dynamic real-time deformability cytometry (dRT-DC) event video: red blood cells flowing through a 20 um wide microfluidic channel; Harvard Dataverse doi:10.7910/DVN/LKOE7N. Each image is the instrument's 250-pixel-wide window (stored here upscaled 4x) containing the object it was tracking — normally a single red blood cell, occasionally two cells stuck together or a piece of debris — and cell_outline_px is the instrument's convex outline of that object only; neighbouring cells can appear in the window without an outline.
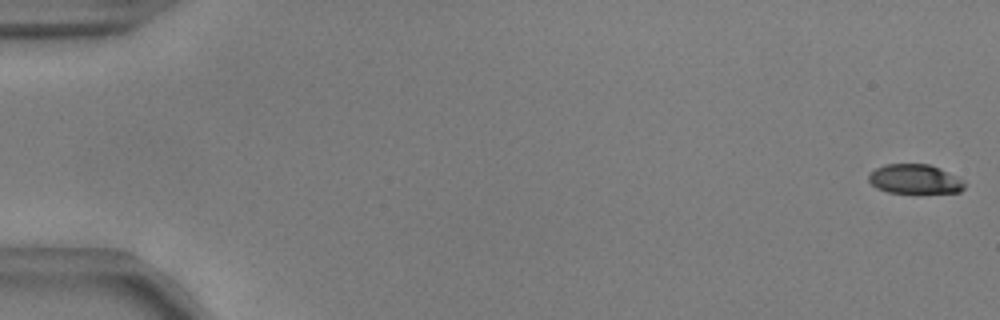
{"species": "common noctule bat (a hibernating species)", "species_latin": "Nyctalus noctula", "temperature_condition": "warm", "stored_images_in_passage": 16, "camera_frame_rate_fps": 3000, "um_per_image_px": 0.085, "animal": {"sex": "male", "body_mass_g": 17.9, "forearm_length_mm": 54.2}, "frame": {"image": 1, "passage_image": 1, "time_ms": 0.0, "image_size_px": [1000, 320], "cell_outline_px": [[964, 188], [960, 192], [888, 192], [876, 188], [868, 180], [868, 176], [876, 168], [884, 164], [928, 164], [940, 168], [964, 180]], "centroid_in_image_um": [77.75, 15.21], "position_along_channel_um": 7.2, "area_um2": 16.24}}